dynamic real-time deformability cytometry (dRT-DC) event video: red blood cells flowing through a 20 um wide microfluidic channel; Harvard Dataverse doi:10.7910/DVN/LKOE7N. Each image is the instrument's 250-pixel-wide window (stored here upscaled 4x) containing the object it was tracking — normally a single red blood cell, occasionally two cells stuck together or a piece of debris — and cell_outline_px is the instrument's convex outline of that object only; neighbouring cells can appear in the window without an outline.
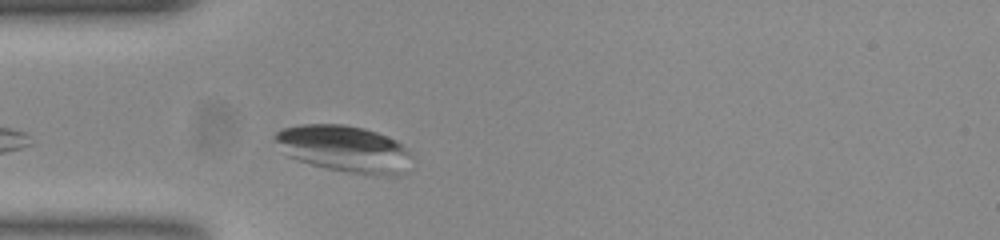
{"species": "common noctule bat (a hibernating species)", "species_latin": "Nyctalus noctula", "temperature_condition": "room temperature", "stored_images_in_passage": 12, "camera_frame_rate_fps": 3000, "um_per_image_px": 0.085, "animal": {"sex": "female", "body_mass_g": 23.0, "forearm_length_mm": 53.4}, "frame": {"image": 1, "passage_image": 4, "time_ms": 1.0, "image_size_px": [1000, 240], "cell_outline_px": [[408, 152], [380, 172], [348, 172], [328, 168], [312, 164], [288, 156], [276, 140], [276, 132], [284, 128], [300, 124], [344, 124], [364, 128], [376, 132], [396, 140]], "centroid_in_image_um": [28.92, 12.5], "position_along_channel_um": 56.1, "area_um2": 33.58}}
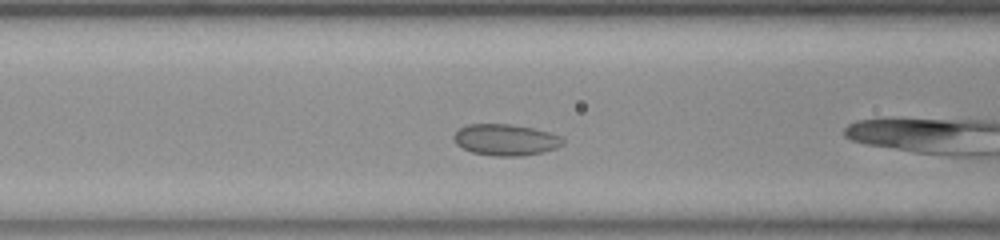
{"frame": {"image": 2, "passage_image": 7, "time_ms": 2.0, "image_size_px": [1000, 240], "cell_outline_px": [[564, 140], [556, 148], [524, 156], [492, 156], [472, 152], [456, 144], [452, 136], [460, 128], [468, 124], [508, 124], [532, 128], [548, 132], [560, 136]], "centroid_in_image_um": [42.94, 11.88], "position_along_channel_um": 123.7, "area_um2": 19.71}}
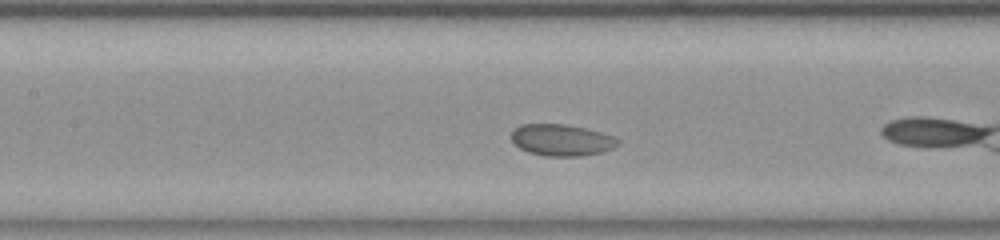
{"frame": {"image": 3, "passage_image": 10, "time_ms": 3.0, "image_size_px": [1000, 240], "cell_outline_px": [[620, 144], [612, 148], [600, 152], [580, 156], [544, 156], [528, 152], [520, 148], [512, 140], [512, 132], [520, 124], [564, 124], [584, 128], [616, 136], [620, 140]], "centroid_in_image_um": [47.76, 11.9], "position_along_channel_um": 159.6, "area_um2": 19.54}}